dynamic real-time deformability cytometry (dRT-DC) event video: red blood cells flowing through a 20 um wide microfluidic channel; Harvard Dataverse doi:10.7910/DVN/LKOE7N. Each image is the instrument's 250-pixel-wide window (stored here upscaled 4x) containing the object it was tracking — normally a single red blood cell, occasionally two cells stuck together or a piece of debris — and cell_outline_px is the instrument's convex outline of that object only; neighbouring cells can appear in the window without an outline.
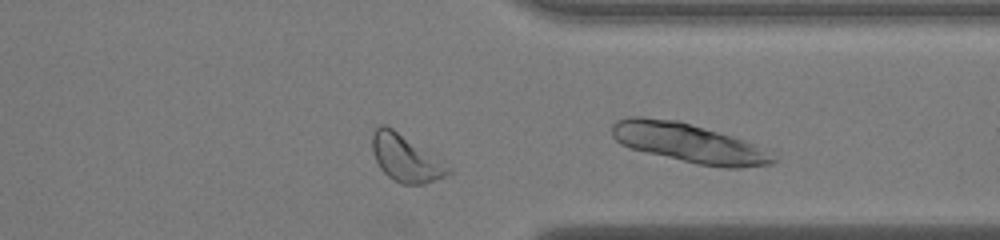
{"species": "common noctule bat (a hibernating species)", "species_latin": "Nyctalus noctula", "temperature_condition": "warm", "stored_images_in_passage": 26, "camera_frame_rate_fps": 3000, "um_per_image_px": 0.085, "animal": {"sex": "male", "body_mass_g": 19.0, "forearm_length_mm": 50.8}, "frame": {"image": 1, "passage_image": 22, "time_ms": 7.0, "image_size_px": [1000, 240], "cell_outline_px": [[452, 172], [444, 176], [424, 184], [400, 184], [392, 180], [380, 168], [372, 152], [372, 132], [380, 124], [384, 124], [392, 128], [452, 168]], "centroid_in_image_um": [34.44, 13.46], "position_along_channel_um": 377.0, "area_um2": 20.4}, "authors_computed_cell_mechanics": {"area_um2": 18.6694, "velocity_mm_per_s": 4.0042, "shape_relaxation_time_tau1_ms": 2.6213, "shape_relaxation_time_tau2_ms": null, "deformation_change_tau1": 0.1043, "deformation_change_tau2": null}}